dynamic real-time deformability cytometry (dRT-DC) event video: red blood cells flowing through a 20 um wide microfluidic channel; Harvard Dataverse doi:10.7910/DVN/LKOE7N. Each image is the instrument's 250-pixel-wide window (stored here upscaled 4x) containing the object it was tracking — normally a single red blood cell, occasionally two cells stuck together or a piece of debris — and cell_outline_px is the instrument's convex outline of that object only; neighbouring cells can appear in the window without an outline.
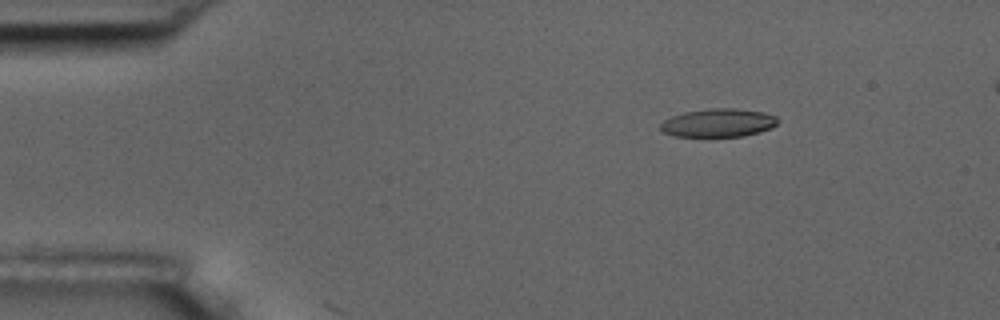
{"species": "common noctule bat (a hibernating species)", "species_latin": "Nyctalus noctula", "temperature_condition": "room temperature", "stored_images_in_passage": 5, "segment_of_instrument_passage": [2, 2], "camera_frame_rate_fps": 3000, "um_per_image_px": 0.085, "animal": {"sex": "male", "body_mass_g": 17.5, "forearm_length_mm": 52.3}, "frame": {"image": 1, "passage_image": 5, "time_ms": 5.333, "image_size_px": [1000, 320], "cell_outline_px": [[780, 120], [772, 128], [760, 132], [744, 136], [676, 136], [664, 132], [660, 128], [660, 124], [664, 120], [672, 116], [684, 112], [712, 108], [732, 108], [764, 112], [776, 116]], "centroid_in_image_um": [61.09, 10.44], "position_along_channel_um": 23.9, "area_um2": 19.31}}